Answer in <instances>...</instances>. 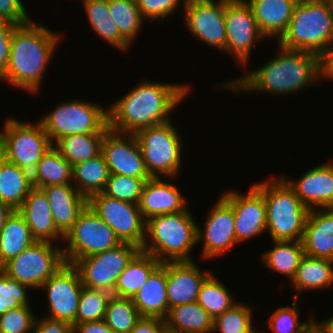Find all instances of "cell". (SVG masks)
<instances>
[{
  "instance_id": "cell-4",
  "label": "cell",
  "mask_w": 333,
  "mask_h": 333,
  "mask_svg": "<svg viewBox=\"0 0 333 333\" xmlns=\"http://www.w3.org/2000/svg\"><path fill=\"white\" fill-rule=\"evenodd\" d=\"M193 212L157 215L146 221L141 251L161 263L194 261L191 251L197 246V221Z\"/></svg>"
},
{
  "instance_id": "cell-29",
  "label": "cell",
  "mask_w": 333,
  "mask_h": 333,
  "mask_svg": "<svg viewBox=\"0 0 333 333\" xmlns=\"http://www.w3.org/2000/svg\"><path fill=\"white\" fill-rule=\"evenodd\" d=\"M89 27L103 41L116 47L120 53H128L132 45L119 33L108 9V0H81Z\"/></svg>"
},
{
  "instance_id": "cell-47",
  "label": "cell",
  "mask_w": 333,
  "mask_h": 333,
  "mask_svg": "<svg viewBox=\"0 0 333 333\" xmlns=\"http://www.w3.org/2000/svg\"><path fill=\"white\" fill-rule=\"evenodd\" d=\"M139 11L145 20L150 23L160 21L174 15L180 4L185 7L187 0H136ZM164 18V19H163Z\"/></svg>"
},
{
  "instance_id": "cell-58",
  "label": "cell",
  "mask_w": 333,
  "mask_h": 333,
  "mask_svg": "<svg viewBox=\"0 0 333 333\" xmlns=\"http://www.w3.org/2000/svg\"><path fill=\"white\" fill-rule=\"evenodd\" d=\"M250 333H265L264 331H263V329L262 330H259V329H254L252 332H250Z\"/></svg>"
},
{
  "instance_id": "cell-30",
  "label": "cell",
  "mask_w": 333,
  "mask_h": 333,
  "mask_svg": "<svg viewBox=\"0 0 333 333\" xmlns=\"http://www.w3.org/2000/svg\"><path fill=\"white\" fill-rule=\"evenodd\" d=\"M164 321L168 333H213L214 318L197 302L170 308Z\"/></svg>"
},
{
  "instance_id": "cell-39",
  "label": "cell",
  "mask_w": 333,
  "mask_h": 333,
  "mask_svg": "<svg viewBox=\"0 0 333 333\" xmlns=\"http://www.w3.org/2000/svg\"><path fill=\"white\" fill-rule=\"evenodd\" d=\"M219 279L214 272L211 273L202 283L197 299V303L213 318L237 303L229 288Z\"/></svg>"
},
{
  "instance_id": "cell-20",
  "label": "cell",
  "mask_w": 333,
  "mask_h": 333,
  "mask_svg": "<svg viewBox=\"0 0 333 333\" xmlns=\"http://www.w3.org/2000/svg\"><path fill=\"white\" fill-rule=\"evenodd\" d=\"M325 162L315 165L295 180L280 174L309 210L333 208V160Z\"/></svg>"
},
{
  "instance_id": "cell-41",
  "label": "cell",
  "mask_w": 333,
  "mask_h": 333,
  "mask_svg": "<svg viewBox=\"0 0 333 333\" xmlns=\"http://www.w3.org/2000/svg\"><path fill=\"white\" fill-rule=\"evenodd\" d=\"M140 318L132 299L112 295L103 321L114 333H129Z\"/></svg>"
},
{
  "instance_id": "cell-12",
  "label": "cell",
  "mask_w": 333,
  "mask_h": 333,
  "mask_svg": "<svg viewBox=\"0 0 333 333\" xmlns=\"http://www.w3.org/2000/svg\"><path fill=\"white\" fill-rule=\"evenodd\" d=\"M141 248L130 243L77 260L73 266L84 287L105 290L113 294L119 275Z\"/></svg>"
},
{
  "instance_id": "cell-2",
  "label": "cell",
  "mask_w": 333,
  "mask_h": 333,
  "mask_svg": "<svg viewBox=\"0 0 333 333\" xmlns=\"http://www.w3.org/2000/svg\"><path fill=\"white\" fill-rule=\"evenodd\" d=\"M160 82L145 79L107 106L109 129L135 134L171 121L170 114L189 96L192 87L189 83Z\"/></svg>"
},
{
  "instance_id": "cell-17",
  "label": "cell",
  "mask_w": 333,
  "mask_h": 333,
  "mask_svg": "<svg viewBox=\"0 0 333 333\" xmlns=\"http://www.w3.org/2000/svg\"><path fill=\"white\" fill-rule=\"evenodd\" d=\"M83 284L79 272L72 265L65 263L41 287L47 300L46 317L76 324V314Z\"/></svg>"
},
{
  "instance_id": "cell-49",
  "label": "cell",
  "mask_w": 333,
  "mask_h": 333,
  "mask_svg": "<svg viewBox=\"0 0 333 333\" xmlns=\"http://www.w3.org/2000/svg\"><path fill=\"white\" fill-rule=\"evenodd\" d=\"M17 26L18 25L8 21H0V77L7 69L10 55L11 37Z\"/></svg>"
},
{
  "instance_id": "cell-43",
  "label": "cell",
  "mask_w": 333,
  "mask_h": 333,
  "mask_svg": "<svg viewBox=\"0 0 333 333\" xmlns=\"http://www.w3.org/2000/svg\"><path fill=\"white\" fill-rule=\"evenodd\" d=\"M111 296L112 294L108 291L83 286L78 303L76 324L102 321Z\"/></svg>"
},
{
  "instance_id": "cell-53",
  "label": "cell",
  "mask_w": 333,
  "mask_h": 333,
  "mask_svg": "<svg viewBox=\"0 0 333 333\" xmlns=\"http://www.w3.org/2000/svg\"><path fill=\"white\" fill-rule=\"evenodd\" d=\"M73 333H114L106 323L102 321L84 322L73 325Z\"/></svg>"
},
{
  "instance_id": "cell-55",
  "label": "cell",
  "mask_w": 333,
  "mask_h": 333,
  "mask_svg": "<svg viewBox=\"0 0 333 333\" xmlns=\"http://www.w3.org/2000/svg\"><path fill=\"white\" fill-rule=\"evenodd\" d=\"M319 323L328 333H333V316H329L327 320H321Z\"/></svg>"
},
{
  "instance_id": "cell-3",
  "label": "cell",
  "mask_w": 333,
  "mask_h": 333,
  "mask_svg": "<svg viewBox=\"0 0 333 333\" xmlns=\"http://www.w3.org/2000/svg\"><path fill=\"white\" fill-rule=\"evenodd\" d=\"M61 39V34L37 24L34 19L17 26L11 37L7 69L0 81L29 94H37Z\"/></svg>"
},
{
  "instance_id": "cell-32",
  "label": "cell",
  "mask_w": 333,
  "mask_h": 333,
  "mask_svg": "<svg viewBox=\"0 0 333 333\" xmlns=\"http://www.w3.org/2000/svg\"><path fill=\"white\" fill-rule=\"evenodd\" d=\"M35 242L36 240L33 238L24 218L17 210H14L0 232L1 263L4 265L12 258L17 257Z\"/></svg>"
},
{
  "instance_id": "cell-7",
  "label": "cell",
  "mask_w": 333,
  "mask_h": 333,
  "mask_svg": "<svg viewBox=\"0 0 333 333\" xmlns=\"http://www.w3.org/2000/svg\"><path fill=\"white\" fill-rule=\"evenodd\" d=\"M38 119L54 145L59 139L72 134H106L107 105L91 100L69 99L57 104L53 110Z\"/></svg>"
},
{
  "instance_id": "cell-11",
  "label": "cell",
  "mask_w": 333,
  "mask_h": 333,
  "mask_svg": "<svg viewBox=\"0 0 333 333\" xmlns=\"http://www.w3.org/2000/svg\"><path fill=\"white\" fill-rule=\"evenodd\" d=\"M64 264L59 244L36 241L17 257L6 262L3 271L33 291H38Z\"/></svg>"
},
{
  "instance_id": "cell-25",
  "label": "cell",
  "mask_w": 333,
  "mask_h": 333,
  "mask_svg": "<svg viewBox=\"0 0 333 333\" xmlns=\"http://www.w3.org/2000/svg\"><path fill=\"white\" fill-rule=\"evenodd\" d=\"M41 190L49 201L56 228L65 236L88 205V199L73 184L49 185Z\"/></svg>"
},
{
  "instance_id": "cell-6",
  "label": "cell",
  "mask_w": 333,
  "mask_h": 333,
  "mask_svg": "<svg viewBox=\"0 0 333 333\" xmlns=\"http://www.w3.org/2000/svg\"><path fill=\"white\" fill-rule=\"evenodd\" d=\"M277 42L286 49L319 56L333 43V12L329 0H299L287 30Z\"/></svg>"
},
{
  "instance_id": "cell-15",
  "label": "cell",
  "mask_w": 333,
  "mask_h": 333,
  "mask_svg": "<svg viewBox=\"0 0 333 333\" xmlns=\"http://www.w3.org/2000/svg\"><path fill=\"white\" fill-rule=\"evenodd\" d=\"M182 11L186 28L198 42L225 52V0H187Z\"/></svg>"
},
{
  "instance_id": "cell-57",
  "label": "cell",
  "mask_w": 333,
  "mask_h": 333,
  "mask_svg": "<svg viewBox=\"0 0 333 333\" xmlns=\"http://www.w3.org/2000/svg\"><path fill=\"white\" fill-rule=\"evenodd\" d=\"M4 160H5L4 151H3V146L1 143V139H0V165L3 163Z\"/></svg>"
},
{
  "instance_id": "cell-5",
  "label": "cell",
  "mask_w": 333,
  "mask_h": 333,
  "mask_svg": "<svg viewBox=\"0 0 333 333\" xmlns=\"http://www.w3.org/2000/svg\"><path fill=\"white\" fill-rule=\"evenodd\" d=\"M253 183L266 205V231L271 241H302L309 209L280 176Z\"/></svg>"
},
{
  "instance_id": "cell-27",
  "label": "cell",
  "mask_w": 333,
  "mask_h": 333,
  "mask_svg": "<svg viewBox=\"0 0 333 333\" xmlns=\"http://www.w3.org/2000/svg\"><path fill=\"white\" fill-rule=\"evenodd\" d=\"M299 0H246L256 24L267 40L277 42L288 28L294 7ZM272 38V39H270Z\"/></svg>"
},
{
  "instance_id": "cell-48",
  "label": "cell",
  "mask_w": 333,
  "mask_h": 333,
  "mask_svg": "<svg viewBox=\"0 0 333 333\" xmlns=\"http://www.w3.org/2000/svg\"><path fill=\"white\" fill-rule=\"evenodd\" d=\"M31 20L22 0H0V21H8L20 26Z\"/></svg>"
},
{
  "instance_id": "cell-28",
  "label": "cell",
  "mask_w": 333,
  "mask_h": 333,
  "mask_svg": "<svg viewBox=\"0 0 333 333\" xmlns=\"http://www.w3.org/2000/svg\"><path fill=\"white\" fill-rule=\"evenodd\" d=\"M289 282L294 292H299L293 295V299H298L304 291L328 290L333 287V261L304 255Z\"/></svg>"
},
{
  "instance_id": "cell-14",
  "label": "cell",
  "mask_w": 333,
  "mask_h": 333,
  "mask_svg": "<svg viewBox=\"0 0 333 333\" xmlns=\"http://www.w3.org/2000/svg\"><path fill=\"white\" fill-rule=\"evenodd\" d=\"M88 206L115 232L122 243L143 247L146 221L138 204L118 200L100 192L88 198Z\"/></svg>"
},
{
  "instance_id": "cell-8",
  "label": "cell",
  "mask_w": 333,
  "mask_h": 333,
  "mask_svg": "<svg viewBox=\"0 0 333 333\" xmlns=\"http://www.w3.org/2000/svg\"><path fill=\"white\" fill-rule=\"evenodd\" d=\"M173 121L150 126L134 135L142 152L150 177L176 178L182 164L183 135L173 125Z\"/></svg>"
},
{
  "instance_id": "cell-1",
  "label": "cell",
  "mask_w": 333,
  "mask_h": 333,
  "mask_svg": "<svg viewBox=\"0 0 333 333\" xmlns=\"http://www.w3.org/2000/svg\"><path fill=\"white\" fill-rule=\"evenodd\" d=\"M277 50L279 53L275 58L241 77L226 80L220 86L216 84L215 89L227 90L235 95L269 93L275 97L297 94L308 86L320 84L319 56L286 49L279 44Z\"/></svg>"
},
{
  "instance_id": "cell-26",
  "label": "cell",
  "mask_w": 333,
  "mask_h": 333,
  "mask_svg": "<svg viewBox=\"0 0 333 333\" xmlns=\"http://www.w3.org/2000/svg\"><path fill=\"white\" fill-rule=\"evenodd\" d=\"M141 317L165 319L169 312L167 298V262L160 263L132 298Z\"/></svg>"
},
{
  "instance_id": "cell-16",
  "label": "cell",
  "mask_w": 333,
  "mask_h": 333,
  "mask_svg": "<svg viewBox=\"0 0 333 333\" xmlns=\"http://www.w3.org/2000/svg\"><path fill=\"white\" fill-rule=\"evenodd\" d=\"M204 227L197 224V244L201 241L203 260L216 259L236 247L235 221L232 207L220 196L209 209Z\"/></svg>"
},
{
  "instance_id": "cell-34",
  "label": "cell",
  "mask_w": 333,
  "mask_h": 333,
  "mask_svg": "<svg viewBox=\"0 0 333 333\" xmlns=\"http://www.w3.org/2000/svg\"><path fill=\"white\" fill-rule=\"evenodd\" d=\"M109 175L108 165L102 154L72 166V184L87 199L104 190Z\"/></svg>"
},
{
  "instance_id": "cell-13",
  "label": "cell",
  "mask_w": 333,
  "mask_h": 333,
  "mask_svg": "<svg viewBox=\"0 0 333 333\" xmlns=\"http://www.w3.org/2000/svg\"><path fill=\"white\" fill-rule=\"evenodd\" d=\"M225 53L246 69L251 51L267 38L261 33L251 6L246 0H225Z\"/></svg>"
},
{
  "instance_id": "cell-51",
  "label": "cell",
  "mask_w": 333,
  "mask_h": 333,
  "mask_svg": "<svg viewBox=\"0 0 333 333\" xmlns=\"http://www.w3.org/2000/svg\"><path fill=\"white\" fill-rule=\"evenodd\" d=\"M129 333H168L163 318L141 317Z\"/></svg>"
},
{
  "instance_id": "cell-10",
  "label": "cell",
  "mask_w": 333,
  "mask_h": 333,
  "mask_svg": "<svg viewBox=\"0 0 333 333\" xmlns=\"http://www.w3.org/2000/svg\"><path fill=\"white\" fill-rule=\"evenodd\" d=\"M121 243L115 232L87 205L64 236V261L73 265L81 258L113 249Z\"/></svg>"
},
{
  "instance_id": "cell-46",
  "label": "cell",
  "mask_w": 333,
  "mask_h": 333,
  "mask_svg": "<svg viewBox=\"0 0 333 333\" xmlns=\"http://www.w3.org/2000/svg\"><path fill=\"white\" fill-rule=\"evenodd\" d=\"M30 305L7 310L0 316V333H31L37 315Z\"/></svg>"
},
{
  "instance_id": "cell-60",
  "label": "cell",
  "mask_w": 333,
  "mask_h": 333,
  "mask_svg": "<svg viewBox=\"0 0 333 333\" xmlns=\"http://www.w3.org/2000/svg\"><path fill=\"white\" fill-rule=\"evenodd\" d=\"M330 4H331V8H332V12H333V0H329Z\"/></svg>"
},
{
  "instance_id": "cell-45",
  "label": "cell",
  "mask_w": 333,
  "mask_h": 333,
  "mask_svg": "<svg viewBox=\"0 0 333 333\" xmlns=\"http://www.w3.org/2000/svg\"><path fill=\"white\" fill-rule=\"evenodd\" d=\"M28 290H31L28 286L8 276L4 271L0 272V316L9 309L31 305Z\"/></svg>"
},
{
  "instance_id": "cell-33",
  "label": "cell",
  "mask_w": 333,
  "mask_h": 333,
  "mask_svg": "<svg viewBox=\"0 0 333 333\" xmlns=\"http://www.w3.org/2000/svg\"><path fill=\"white\" fill-rule=\"evenodd\" d=\"M160 263L154 256L140 251L119 275L112 295L132 299Z\"/></svg>"
},
{
  "instance_id": "cell-40",
  "label": "cell",
  "mask_w": 333,
  "mask_h": 333,
  "mask_svg": "<svg viewBox=\"0 0 333 333\" xmlns=\"http://www.w3.org/2000/svg\"><path fill=\"white\" fill-rule=\"evenodd\" d=\"M299 302L298 298L292 300L291 306L288 304L286 306H277L263 324H268V329L272 331L271 333H306L317 321V318L309 315L310 318L305 320L307 322L299 321ZM269 331L264 330L265 333H270Z\"/></svg>"
},
{
  "instance_id": "cell-36",
  "label": "cell",
  "mask_w": 333,
  "mask_h": 333,
  "mask_svg": "<svg viewBox=\"0 0 333 333\" xmlns=\"http://www.w3.org/2000/svg\"><path fill=\"white\" fill-rule=\"evenodd\" d=\"M33 187L37 189L56 184H72V166L52 146L37 163L31 174Z\"/></svg>"
},
{
  "instance_id": "cell-52",
  "label": "cell",
  "mask_w": 333,
  "mask_h": 333,
  "mask_svg": "<svg viewBox=\"0 0 333 333\" xmlns=\"http://www.w3.org/2000/svg\"><path fill=\"white\" fill-rule=\"evenodd\" d=\"M319 79L333 80V43L319 55Z\"/></svg>"
},
{
  "instance_id": "cell-35",
  "label": "cell",
  "mask_w": 333,
  "mask_h": 333,
  "mask_svg": "<svg viewBox=\"0 0 333 333\" xmlns=\"http://www.w3.org/2000/svg\"><path fill=\"white\" fill-rule=\"evenodd\" d=\"M273 244L272 249L261 254V262L264 267L286 276L288 281H291L304 256L302 241H273Z\"/></svg>"
},
{
  "instance_id": "cell-54",
  "label": "cell",
  "mask_w": 333,
  "mask_h": 333,
  "mask_svg": "<svg viewBox=\"0 0 333 333\" xmlns=\"http://www.w3.org/2000/svg\"><path fill=\"white\" fill-rule=\"evenodd\" d=\"M13 211H14L13 209H11L6 204H4L2 201H0V232L2 231L7 218Z\"/></svg>"
},
{
  "instance_id": "cell-37",
  "label": "cell",
  "mask_w": 333,
  "mask_h": 333,
  "mask_svg": "<svg viewBox=\"0 0 333 333\" xmlns=\"http://www.w3.org/2000/svg\"><path fill=\"white\" fill-rule=\"evenodd\" d=\"M104 136L105 134H72L59 139L53 146L74 166L100 155Z\"/></svg>"
},
{
  "instance_id": "cell-18",
  "label": "cell",
  "mask_w": 333,
  "mask_h": 333,
  "mask_svg": "<svg viewBox=\"0 0 333 333\" xmlns=\"http://www.w3.org/2000/svg\"><path fill=\"white\" fill-rule=\"evenodd\" d=\"M221 197L232 207L237 243L261 236L266 231V205L263 194L252 184L244 193L230 188Z\"/></svg>"
},
{
  "instance_id": "cell-19",
  "label": "cell",
  "mask_w": 333,
  "mask_h": 333,
  "mask_svg": "<svg viewBox=\"0 0 333 333\" xmlns=\"http://www.w3.org/2000/svg\"><path fill=\"white\" fill-rule=\"evenodd\" d=\"M101 154L109 173L150 179L138 141L134 134L109 130L102 141Z\"/></svg>"
},
{
  "instance_id": "cell-56",
  "label": "cell",
  "mask_w": 333,
  "mask_h": 333,
  "mask_svg": "<svg viewBox=\"0 0 333 333\" xmlns=\"http://www.w3.org/2000/svg\"><path fill=\"white\" fill-rule=\"evenodd\" d=\"M318 322L316 321L306 333H328Z\"/></svg>"
},
{
  "instance_id": "cell-38",
  "label": "cell",
  "mask_w": 333,
  "mask_h": 333,
  "mask_svg": "<svg viewBox=\"0 0 333 333\" xmlns=\"http://www.w3.org/2000/svg\"><path fill=\"white\" fill-rule=\"evenodd\" d=\"M108 9L119 33L131 44L140 35L145 19L136 0H108Z\"/></svg>"
},
{
  "instance_id": "cell-42",
  "label": "cell",
  "mask_w": 333,
  "mask_h": 333,
  "mask_svg": "<svg viewBox=\"0 0 333 333\" xmlns=\"http://www.w3.org/2000/svg\"><path fill=\"white\" fill-rule=\"evenodd\" d=\"M247 302L238 301L230 309L214 318L213 333H250L256 327L253 308Z\"/></svg>"
},
{
  "instance_id": "cell-44",
  "label": "cell",
  "mask_w": 333,
  "mask_h": 333,
  "mask_svg": "<svg viewBox=\"0 0 333 333\" xmlns=\"http://www.w3.org/2000/svg\"><path fill=\"white\" fill-rule=\"evenodd\" d=\"M148 179L110 174L103 194L133 204H138Z\"/></svg>"
},
{
  "instance_id": "cell-22",
  "label": "cell",
  "mask_w": 333,
  "mask_h": 333,
  "mask_svg": "<svg viewBox=\"0 0 333 333\" xmlns=\"http://www.w3.org/2000/svg\"><path fill=\"white\" fill-rule=\"evenodd\" d=\"M211 271L201 270L195 261L167 262V298L169 309L197 302L204 280Z\"/></svg>"
},
{
  "instance_id": "cell-21",
  "label": "cell",
  "mask_w": 333,
  "mask_h": 333,
  "mask_svg": "<svg viewBox=\"0 0 333 333\" xmlns=\"http://www.w3.org/2000/svg\"><path fill=\"white\" fill-rule=\"evenodd\" d=\"M169 179L172 181L175 178L151 177L146 181L138 203L145 221L157 215L179 213L188 208L187 197Z\"/></svg>"
},
{
  "instance_id": "cell-59",
  "label": "cell",
  "mask_w": 333,
  "mask_h": 333,
  "mask_svg": "<svg viewBox=\"0 0 333 333\" xmlns=\"http://www.w3.org/2000/svg\"><path fill=\"white\" fill-rule=\"evenodd\" d=\"M2 271H3V264L0 261V272H2Z\"/></svg>"
},
{
  "instance_id": "cell-23",
  "label": "cell",
  "mask_w": 333,
  "mask_h": 333,
  "mask_svg": "<svg viewBox=\"0 0 333 333\" xmlns=\"http://www.w3.org/2000/svg\"><path fill=\"white\" fill-rule=\"evenodd\" d=\"M38 242H51L59 245L64 236L56 228L49 201L41 189L32 188L21 207L17 210Z\"/></svg>"
},
{
  "instance_id": "cell-24",
  "label": "cell",
  "mask_w": 333,
  "mask_h": 333,
  "mask_svg": "<svg viewBox=\"0 0 333 333\" xmlns=\"http://www.w3.org/2000/svg\"><path fill=\"white\" fill-rule=\"evenodd\" d=\"M302 244L304 255L333 261V208L309 210Z\"/></svg>"
},
{
  "instance_id": "cell-31",
  "label": "cell",
  "mask_w": 333,
  "mask_h": 333,
  "mask_svg": "<svg viewBox=\"0 0 333 333\" xmlns=\"http://www.w3.org/2000/svg\"><path fill=\"white\" fill-rule=\"evenodd\" d=\"M32 188V177L28 171L3 161L0 165V201L18 210Z\"/></svg>"
},
{
  "instance_id": "cell-9",
  "label": "cell",
  "mask_w": 333,
  "mask_h": 333,
  "mask_svg": "<svg viewBox=\"0 0 333 333\" xmlns=\"http://www.w3.org/2000/svg\"><path fill=\"white\" fill-rule=\"evenodd\" d=\"M0 139L5 160L30 174L43 155L53 146L39 120L34 123L6 117L2 129L0 128Z\"/></svg>"
},
{
  "instance_id": "cell-50",
  "label": "cell",
  "mask_w": 333,
  "mask_h": 333,
  "mask_svg": "<svg viewBox=\"0 0 333 333\" xmlns=\"http://www.w3.org/2000/svg\"><path fill=\"white\" fill-rule=\"evenodd\" d=\"M31 333H73V325L46 316L36 317Z\"/></svg>"
}]
</instances>
